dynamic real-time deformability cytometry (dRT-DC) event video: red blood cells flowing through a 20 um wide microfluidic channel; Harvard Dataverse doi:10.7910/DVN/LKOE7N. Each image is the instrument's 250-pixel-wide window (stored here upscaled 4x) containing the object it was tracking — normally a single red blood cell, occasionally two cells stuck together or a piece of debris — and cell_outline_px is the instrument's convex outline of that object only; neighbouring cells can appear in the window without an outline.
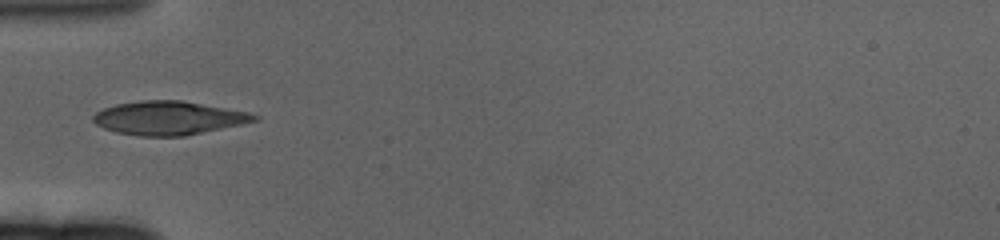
{"species": "human", "species_latin": "Homo sapiens", "temperature_condition": "cold", "stored_images_in_passage": 42, "camera_frame_rate_fps": 3000, "um_per_image_px": 0.085, "donor": {"sex": "female"}, "frame": {"image": 1, "passage_image": 1, "time_ms": 0.0, "image_size_px": [1000, 240], "cell_outline_px": [[260, 120], [184, 136], [140, 136], [116, 132], [104, 128], [96, 124], [92, 120], [92, 116], [96, 112], [104, 108], [116, 104], [144, 100], [180, 100], [248, 112], [260, 116]], "centroid_in_image_um": [14.32, 10.03], "position_along_channel_um": 70.7, "area_um2": 31.39}}
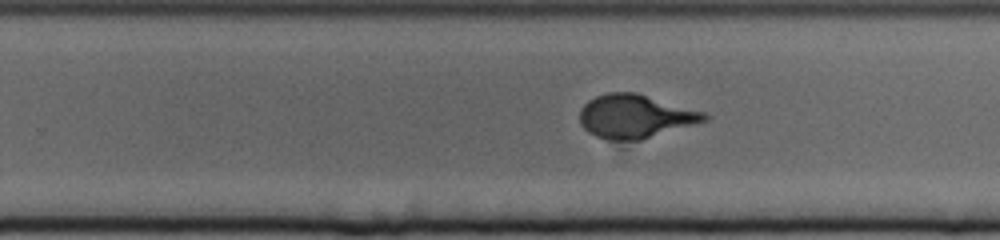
{"frame": {"image": 2, "passage_image": 20, "time_ms": 6.333, "image_size_px": [1000, 240], "cell_outline_px": [[712, 116], [708, 120], [640, 140], [612, 140], [596, 136], [588, 132], [580, 124], [580, 108], [588, 100], [596, 96], [608, 92], [636, 92], [704, 112]], "centroid_in_image_um": [53.98, 9.88], "position_along_channel_um": 275.8, "area_um2": 31.56}}
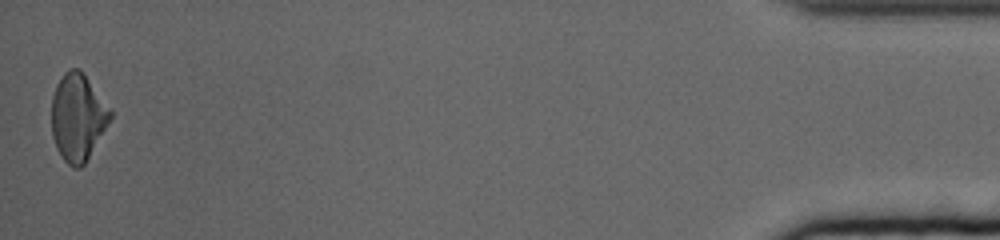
{"frame": {"image": 3, "passage_image": 42, "time_ms": 13.667, "image_size_px": [1000, 240], "cell_outline_px": [[112, 116], [84, 164], [80, 168], [72, 168], [64, 160], [56, 148], [52, 136], [52, 96], [56, 84], [64, 72], [68, 68], [80, 68], [112, 112]], "centroid_in_image_um": [6.58, 9.95], "position_along_channel_um": 428.6, "area_um2": 29.48}, "authors_computed_cell_mechanics": {"area_um2": 31.2698, "velocity_mm_per_s": 3.2424, "shape_relaxation_time_tau1_ms": 4.2169, "shape_relaxation_time_tau2_ms": null, "deformation_change_tau1": 0.1718, "deformation_change_tau2": null}}